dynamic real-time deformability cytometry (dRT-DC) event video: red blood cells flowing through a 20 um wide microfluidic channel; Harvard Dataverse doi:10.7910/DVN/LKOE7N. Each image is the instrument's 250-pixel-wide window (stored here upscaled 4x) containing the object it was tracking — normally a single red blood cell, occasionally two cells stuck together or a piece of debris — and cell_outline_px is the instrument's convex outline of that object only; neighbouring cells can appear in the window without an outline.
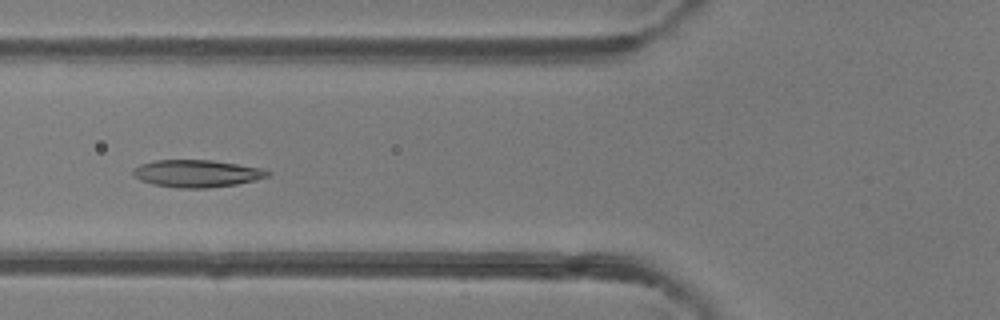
{"species": "common noctule bat (a hibernating species)", "species_latin": "Nyctalus noctula", "temperature_condition": "room temperature", "stored_images_in_passage": 36, "camera_frame_rate_fps": 3000, "um_per_image_px": 0.085, "animal": {"sex": "female"}, "frame": {"image": 1, "passage_image": 6, "time_ms": 1.667, "image_size_px": [1000, 320], "cell_outline_px": [[272, 176], [236, 184], [208, 188], [180, 188], [152, 184], [140, 180], [132, 172], [132, 168], [140, 164], [156, 160], [212, 160], [264, 168], [272, 172]], "centroid_in_image_um": [16.77, 14.74], "position_along_channel_um": 109.0, "area_um2": 21.56}}
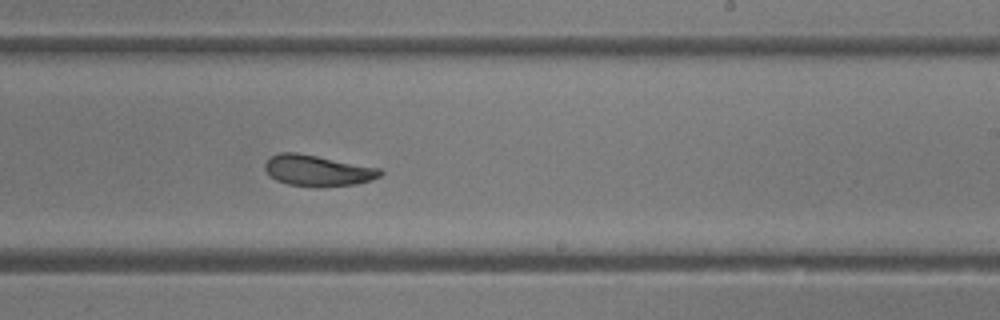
{"frame": {"image": 2, "passage_image": 17, "time_ms": 5.333, "image_size_px": [1000, 320], "cell_outline_px": [[384, 172], [380, 176], [372, 180], [356, 184], [320, 188], [312, 188], [288, 184], [276, 180], [264, 168], [264, 164], [272, 156], [280, 152], [296, 152], [380, 168]], "centroid_in_image_um": [27.02, 14.52], "position_along_channel_um": 262.0, "area_um2": 20.98}}
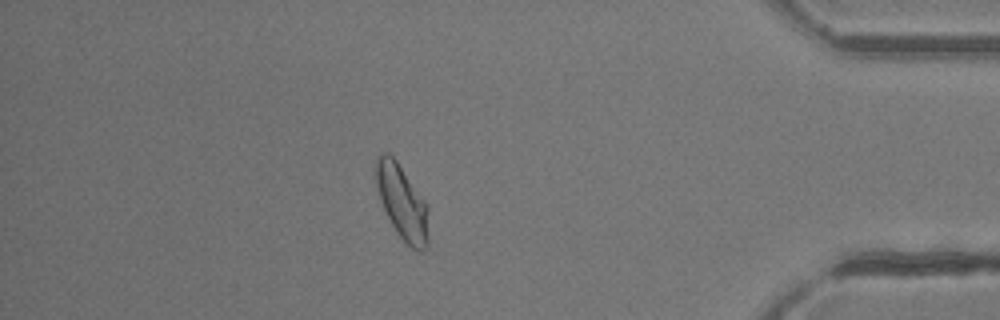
{"frame": {"image": 3, "passage_image": 30, "time_ms": 9.667, "image_size_px": [1000, 320], "cell_outline_px": [[428, 244], [420, 252], [416, 252], [396, 232], [380, 200], [372, 172], [372, 168], [376, 156], [380, 152], [388, 152], [396, 160], [428, 204]], "centroid_in_image_um": [34.14, 17.12], "position_along_channel_um": 401.1, "area_um2": 23.29}, "authors_computed_cell_mechanics": {"area_um2": 21.4149, "velocity_mm_per_s": 4.1774, "shape_relaxation_time_tau1_ms": 5.6915, "shape_relaxation_time_tau2_ms": 1.9104, "deformation_change_tau1": 0.1621, "deformation_change_tau2": 0.0691}}